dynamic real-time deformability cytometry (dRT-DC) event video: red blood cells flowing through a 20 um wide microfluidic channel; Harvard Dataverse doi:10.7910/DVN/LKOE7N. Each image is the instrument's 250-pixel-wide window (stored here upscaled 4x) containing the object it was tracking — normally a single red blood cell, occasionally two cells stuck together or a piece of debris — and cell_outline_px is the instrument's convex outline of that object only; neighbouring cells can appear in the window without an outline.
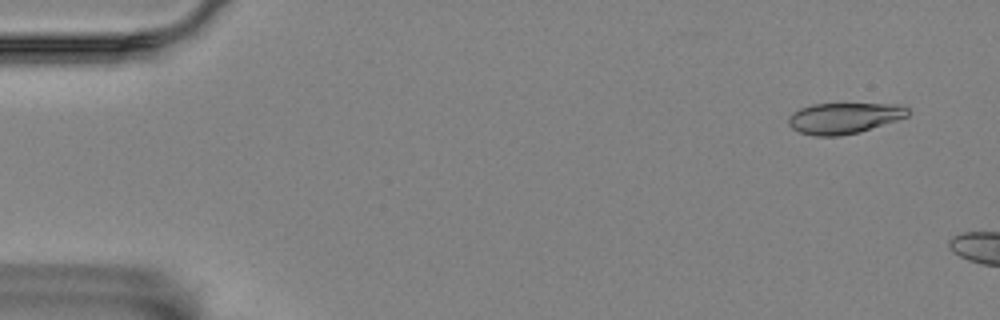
{"species": "Egyptian fruit bat (a non-hibernating species)", "species_latin": "Rousettus aegyptiacus", "temperature_condition": "room temperature", "stored_images_in_passage": 48, "camera_frame_rate_fps": 3000, "um_per_image_px": 0.085, "animal": {"sex": "female"}, "frame": {"image": 1, "passage_image": 1, "time_ms": 0.0, "image_size_px": [1000, 320], "cell_outline_px": [[912, 112], [908, 116], [860, 132], [840, 136], [816, 136], [800, 132], [792, 128], [788, 124], [788, 116], [792, 112], [800, 108], [812, 104], [900, 104], [908, 108]], "centroid_in_image_um": [71.74, 10.03], "position_along_channel_um": 13.3, "area_um2": 21.62}}
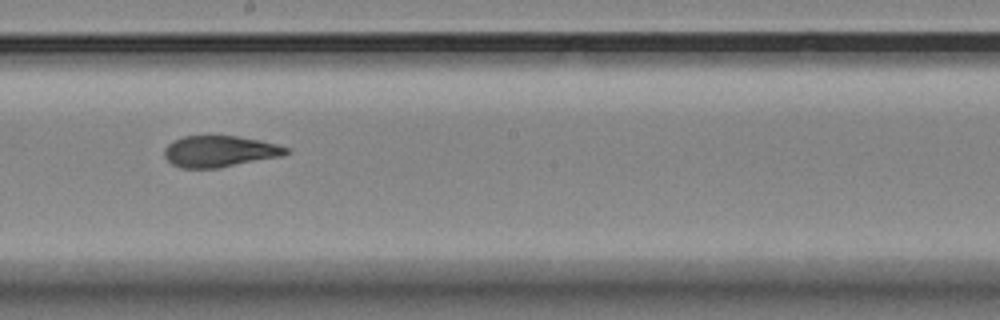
{"frame": {"image": 2, "passage_image": 29, "time_ms": 9.333, "image_size_px": [1000, 320], "cell_outline_px": [[292, 152], [280, 156], [216, 168], [180, 168], [172, 164], [164, 156], [164, 148], [172, 140], [184, 136], [236, 136], [260, 140], [292, 148]], "centroid_in_image_um": [18.67, 12.86], "position_along_channel_um": 229.5, "area_um2": 22.2}}
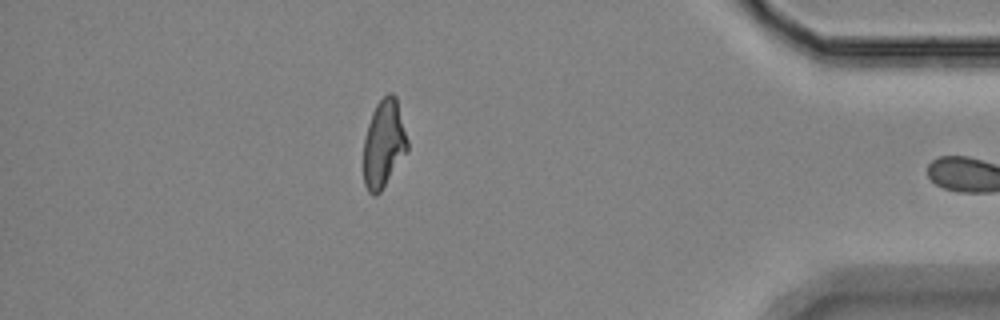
{"frame": {"image": 3, "passage_image": 47, "time_ms": 15.333, "image_size_px": [1000, 320], "cell_outline_px": [[408, 152], [380, 192], [376, 196], [372, 196], [368, 192], [364, 184], [364, 140], [368, 124], [372, 112], [376, 104], [388, 92], [392, 92], [396, 96], [408, 140]], "centroid_in_image_um": [32.63, 12.23], "position_along_channel_um": 402.6, "area_um2": 22.66}}